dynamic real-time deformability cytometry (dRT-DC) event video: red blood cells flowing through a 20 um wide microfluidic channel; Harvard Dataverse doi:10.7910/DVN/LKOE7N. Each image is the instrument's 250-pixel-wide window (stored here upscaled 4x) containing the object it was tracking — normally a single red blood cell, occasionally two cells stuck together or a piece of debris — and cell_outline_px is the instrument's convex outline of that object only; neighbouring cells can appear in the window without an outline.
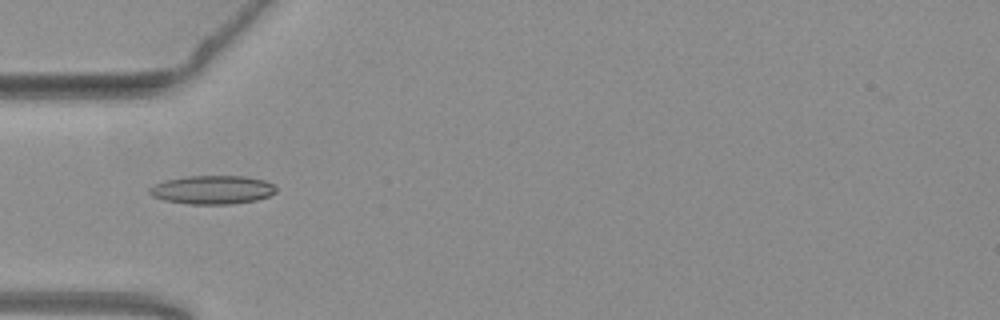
{"species": "common noctule bat (a hibernating species)", "species_latin": "Nyctalus noctula", "temperature_condition": "warm", "stored_images_in_passage": 38, "camera_frame_rate_fps": 3000, "um_per_image_px": 0.085, "animal": {"sex": "female", "body_mass_g": 19.3, "forearm_length_mm": 54.1}, "frame": {"image": 1, "passage_image": 1, "time_ms": 0.0, "image_size_px": [1000, 320], "cell_outline_px": [[276, 192], [268, 196], [256, 200], [232, 204], [188, 204], [164, 200], [152, 196], [148, 192], [148, 188], [164, 180], [188, 176], [244, 176], [264, 180], [272, 184], [276, 188]], "centroid_in_image_um": [18.03, 16.13], "position_along_channel_um": 67.0, "area_um2": 21.1}}
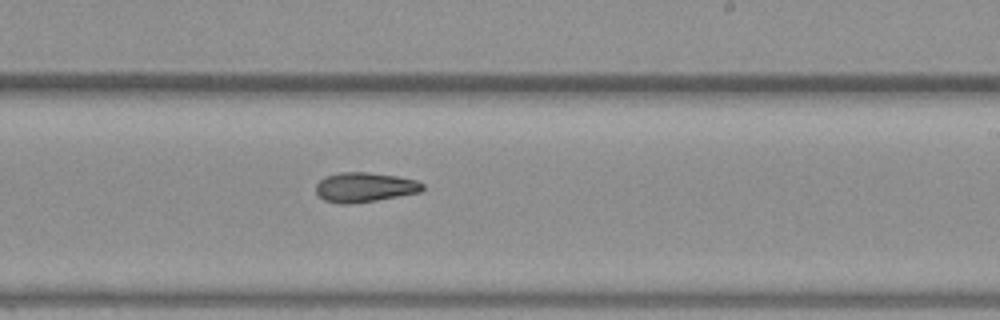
{"frame": {"image": 2, "passage_image": 16, "time_ms": 5.0, "image_size_px": [1000, 320], "cell_outline_px": [[424, 188], [420, 192], [376, 200], [352, 204], [340, 204], [324, 200], [316, 192], [316, 184], [324, 176], [340, 172], [368, 172], [396, 176], [416, 180], [424, 184]], "centroid_in_image_um": [30.97, 15.91], "position_along_channel_um": 258.0, "area_um2": 18.44}}
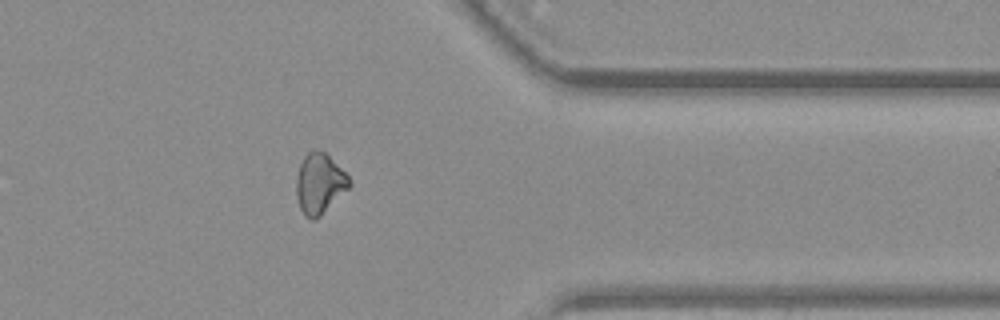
{"frame": {"image": 3, "passage_image": 27, "time_ms": 8.667, "image_size_px": [1000, 320], "cell_outline_px": [[352, 184], [316, 220], [312, 220], [304, 216], [300, 208], [296, 192], [296, 180], [300, 164], [304, 156], [308, 152], [316, 148], [324, 152], [352, 180]], "centroid_in_image_um": [27.14, 15.61], "position_along_channel_um": 384.3, "area_um2": 18.44}}